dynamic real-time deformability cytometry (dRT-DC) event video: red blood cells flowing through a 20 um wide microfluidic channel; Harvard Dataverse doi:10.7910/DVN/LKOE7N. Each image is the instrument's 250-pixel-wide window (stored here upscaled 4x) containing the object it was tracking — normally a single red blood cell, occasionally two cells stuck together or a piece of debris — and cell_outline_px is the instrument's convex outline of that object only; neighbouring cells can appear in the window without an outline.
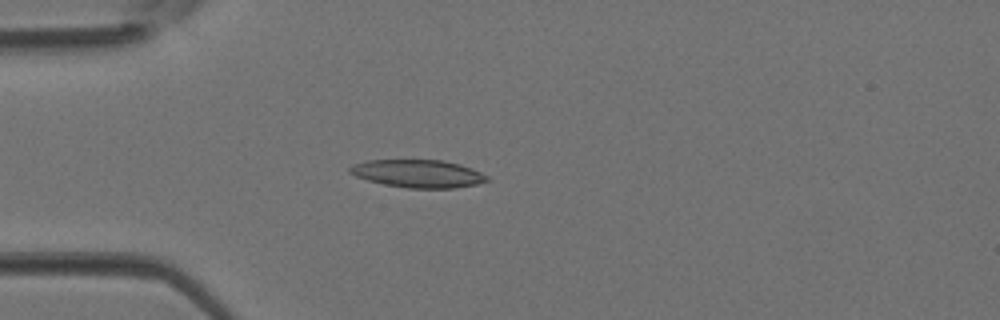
{"species": "Egyptian fruit bat (a non-hibernating species)", "species_latin": "Rousettus aegyptiacus", "temperature_condition": "room temperature", "stored_images_in_passage": 4, "camera_frame_rate_fps": 3000, "um_per_image_px": 0.085, "animal": {"sex": "female"}, "frame": {"image": 1, "passage_image": 4, "time_ms": 1.0, "image_size_px": [1000, 320], "cell_outline_px": [[492, 180], [476, 184], [456, 188], [408, 188], [384, 184], [368, 180], [356, 176], [348, 172], [348, 168], [352, 164], [368, 160], [444, 160], [460, 164], [472, 168], [488, 176]], "centroid_in_image_um": [35.55, 14.75], "position_along_channel_um": 49.4, "area_um2": 22.37}}